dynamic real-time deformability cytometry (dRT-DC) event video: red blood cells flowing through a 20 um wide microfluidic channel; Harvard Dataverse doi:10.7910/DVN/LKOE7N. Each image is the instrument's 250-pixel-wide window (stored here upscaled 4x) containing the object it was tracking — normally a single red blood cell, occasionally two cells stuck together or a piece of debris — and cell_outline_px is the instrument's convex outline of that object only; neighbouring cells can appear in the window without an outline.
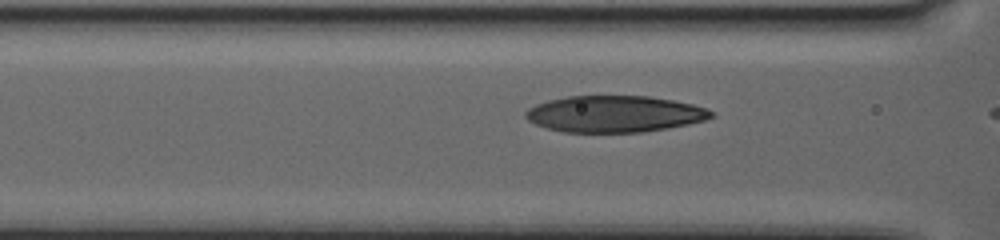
{"species": "human", "species_latin": "Homo sapiens", "temperature_condition": "warm", "stored_images_in_passage": 16, "camera_frame_rate_fps": 3000, "um_per_image_px": 0.085, "donor": {"sex": "female"}, "frame": {"image": 1, "passage_image": 7, "time_ms": 2.0, "image_size_px": [1000, 240], "cell_outline_px": [[716, 116], [704, 120], [688, 124], [668, 128], [640, 132], [564, 132], [548, 128], [536, 124], [528, 120], [524, 116], [524, 112], [528, 108], [536, 104], [548, 100], [568, 96], [648, 96], [672, 100], [692, 104], [704, 108], [712, 112]], "centroid_in_image_um": [52.21, 9.68], "position_along_channel_um": 114.4, "area_um2": 39.36}}
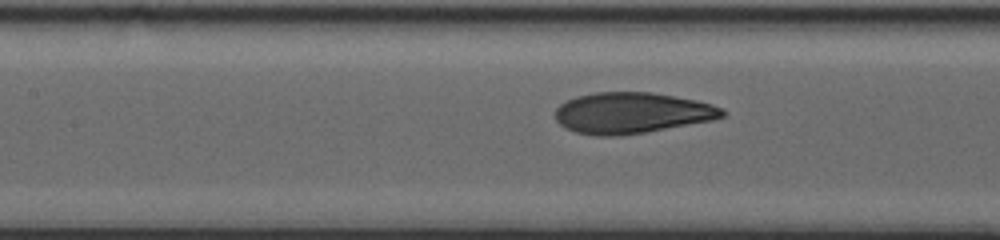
{"frame": {"image": 2, "passage_image": 12, "time_ms": 3.667, "image_size_px": [1000, 240], "cell_outline_px": [[728, 112], [724, 116], [712, 120], [644, 132], [620, 136], [596, 136], [576, 132], [564, 128], [556, 120], [556, 108], [560, 104], [576, 96], [596, 92], [652, 92], [696, 100], [712, 104], [724, 108]], "centroid_in_image_um": [53.71, 9.6], "position_along_channel_um": 153.7, "area_um2": 39.94}}